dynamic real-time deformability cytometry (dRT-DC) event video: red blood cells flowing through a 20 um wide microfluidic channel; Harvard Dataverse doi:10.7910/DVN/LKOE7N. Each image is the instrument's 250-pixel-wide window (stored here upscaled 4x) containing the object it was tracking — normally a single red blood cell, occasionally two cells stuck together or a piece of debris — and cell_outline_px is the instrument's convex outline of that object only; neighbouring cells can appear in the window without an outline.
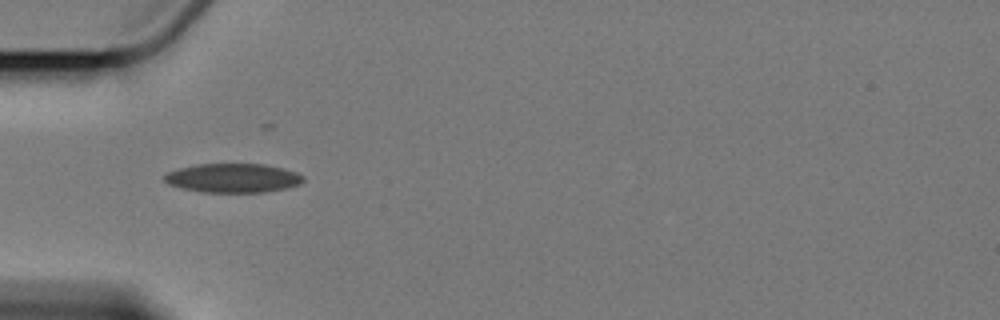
{"species": "Egyptian fruit bat (a non-hibernating species)", "species_latin": "Rousettus aegyptiacus", "temperature_condition": "cold", "stored_images_in_passage": 4, "camera_frame_rate_fps": 3000, "um_per_image_px": 0.085, "animal": {"sex": "female"}, "frame": {"image": 1, "passage_image": 3, "time_ms": 2.333, "image_size_px": [1000, 320], "cell_outline_px": [[304, 180], [300, 184], [284, 188], [260, 192], [200, 192], [168, 184], [164, 180], [164, 176], [168, 172], [180, 168], [196, 164], [264, 164], [296, 172], [304, 176]], "centroid_in_image_um": [19.79, 15.13], "position_along_channel_um": 65.2, "area_um2": 23.24}}
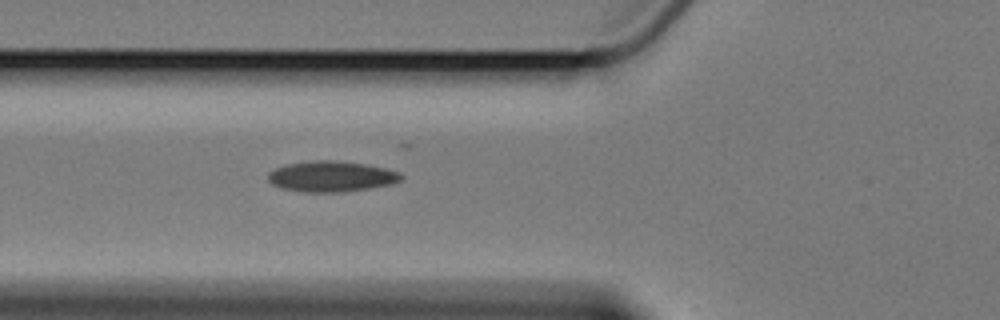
{"frame": {"image": 2, "passage_image": 4, "time_ms": 3.333, "image_size_px": [1000, 320], "cell_outline_px": [[404, 176], [400, 180], [392, 184], [344, 192], [304, 192], [280, 188], [272, 184], [268, 180], [268, 172], [276, 168], [288, 164], [316, 160], [332, 160], [364, 164], [384, 168], [396, 172]], "centroid_in_image_um": [28.13, 15.01], "position_along_channel_um": 97.7, "area_um2": 23.58}}